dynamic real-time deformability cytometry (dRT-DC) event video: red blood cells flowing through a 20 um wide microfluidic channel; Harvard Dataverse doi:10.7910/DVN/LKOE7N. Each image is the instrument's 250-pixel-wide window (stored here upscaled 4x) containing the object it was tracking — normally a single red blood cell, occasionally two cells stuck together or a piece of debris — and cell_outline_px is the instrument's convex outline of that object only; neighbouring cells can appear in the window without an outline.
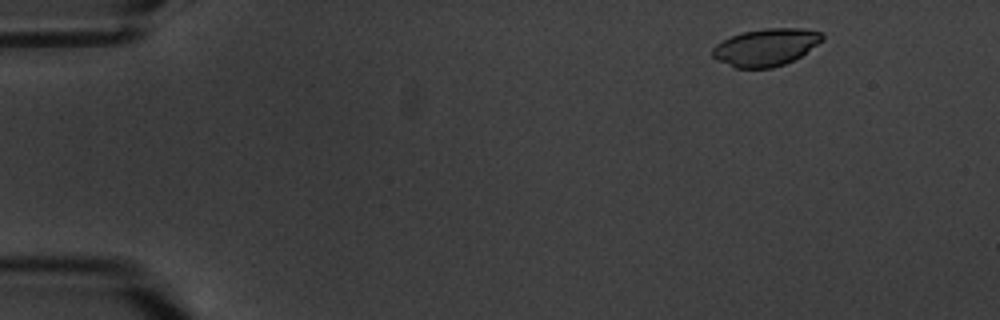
{"species": "common noctule bat (a hibernating species)", "species_latin": "Nyctalus noctula", "temperature_condition": "warm", "stored_images_in_passage": 5, "camera_frame_rate_fps": 3000, "um_per_image_px": 0.085, "animal": {"sex": "male", "body_mass_g": 20.1, "forearm_length_mm": 53.5}, "frame": {"image": 1, "passage_image": 1, "time_ms": 0.0, "image_size_px": [1000, 320], "cell_outline_px": [[824, 40], [800, 56], [784, 64], [772, 68], [736, 68], [716, 60], [712, 56], [712, 48], [716, 44], [732, 36], [744, 32], [764, 28], [804, 28], [824, 32]], "centroid_in_image_um": [65.12, 4.01], "position_along_channel_um": 19.9, "area_um2": 23.93}}
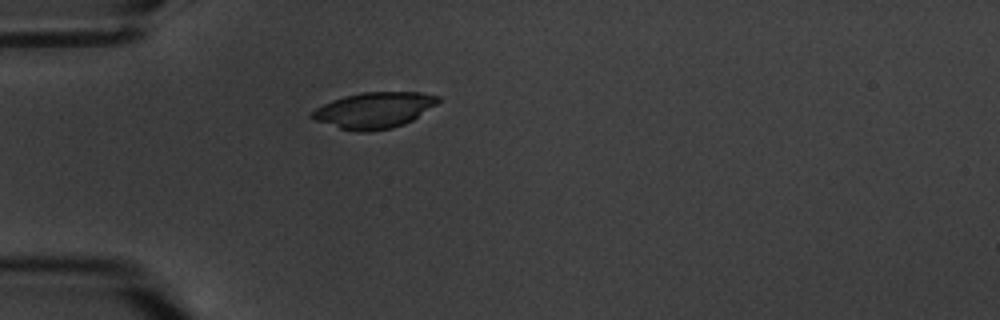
{"frame": {"image": 2, "passage_image": 4, "time_ms": 3.667, "image_size_px": [1000, 320], "cell_outline_px": [[440, 100], [436, 104], [412, 120], [404, 124], [392, 128], [368, 132], [356, 132], [340, 128], [312, 120], [308, 116], [316, 108], [332, 100], [344, 96], [360, 92], [420, 92], [440, 96]], "centroid_in_image_um": [31.77, 9.37], "position_along_channel_um": 53.2, "area_um2": 26.53}}